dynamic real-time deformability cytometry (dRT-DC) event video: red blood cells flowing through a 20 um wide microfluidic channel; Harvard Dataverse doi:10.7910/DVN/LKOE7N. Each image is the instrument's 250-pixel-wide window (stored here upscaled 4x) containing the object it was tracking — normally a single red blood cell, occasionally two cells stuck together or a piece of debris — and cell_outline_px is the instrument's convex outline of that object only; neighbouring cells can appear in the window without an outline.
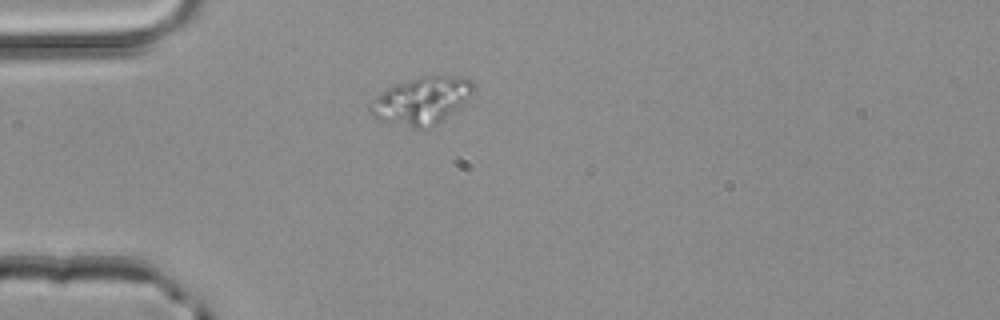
{"species": "common noctule bat (a hibernating species)", "species_latin": "Nyctalus noctula", "temperature_condition": "room temperature", "stored_images_in_passage": 1, "camera_frame_rate_fps": 3000, "um_per_image_px": 0.085, "animal": {"sex": "male", "body_mass_g": 20.4}, "frame": {"image": 1, "passage_image": 1, "time_ms": 0.0, "image_size_px": [1000, 320], "cell_outline_px": [[476, 88], [444, 120], [432, 128], [412, 128], [380, 120], [372, 116], [368, 112], [368, 104], [376, 96], [396, 84], [420, 76], [464, 76], [472, 80], [476, 84]], "centroid_in_image_um": [35.82, 8.56], "position_along_channel_um": 49.2, "area_um2": 28.38}}